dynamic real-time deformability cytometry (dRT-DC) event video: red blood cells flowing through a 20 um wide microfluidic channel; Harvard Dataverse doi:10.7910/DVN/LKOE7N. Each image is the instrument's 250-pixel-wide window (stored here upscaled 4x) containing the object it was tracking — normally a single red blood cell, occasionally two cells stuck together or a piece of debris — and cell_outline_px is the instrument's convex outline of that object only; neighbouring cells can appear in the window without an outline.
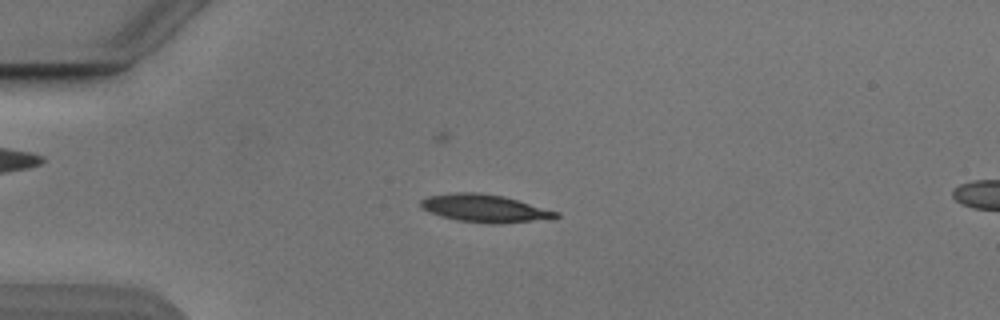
{"species": "Egyptian fruit bat (a non-hibernating species)", "species_latin": "Rousettus aegyptiacus", "temperature_condition": "cold", "stored_images_in_passage": 53, "camera_frame_rate_fps": 3000, "um_per_image_px": 0.085, "animal": {"sex": "male"}, "frame": {"image": 1, "passage_image": 13, "time_ms": 4.0, "image_size_px": [1000, 320], "cell_outline_px": [[560, 216], [556, 220], [500, 224], [484, 224], [456, 220], [440, 216], [428, 212], [420, 208], [420, 200], [428, 196], [456, 192], [476, 192], [504, 196], [560, 212]], "centroid_in_image_um": [41.28, 17.74], "position_along_channel_um": 43.7, "area_um2": 22.6}}
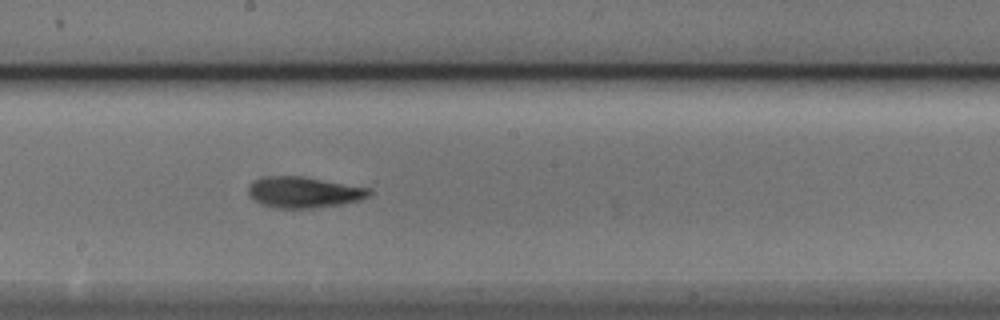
{"frame": {"image": 2, "passage_image": 29, "time_ms": 9.333, "image_size_px": [1000, 320], "cell_outline_px": [[372, 192], [368, 196], [360, 200], [340, 204], [312, 208], [276, 208], [260, 204], [252, 200], [248, 196], [248, 184], [260, 176], [304, 176], [372, 188]], "centroid_in_image_um": [25.78, 16.33], "position_along_channel_um": 222.4, "area_um2": 22.25}}
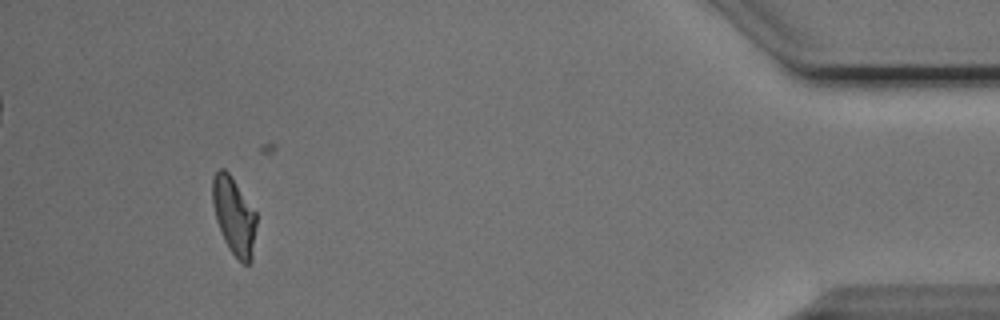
{"frame": {"image": 3, "passage_image": 49, "time_ms": 16.0, "image_size_px": [1000, 320], "cell_outline_px": [[256, 224], [252, 260], [248, 264], [244, 264], [228, 248], [224, 240], [216, 220], [212, 204], [212, 176], [220, 168], [224, 168], [228, 172], [256, 212]], "centroid_in_image_um": [19.88, 18.34], "position_along_channel_um": 415.3, "area_um2": 19.71}, "authors_computed_cell_mechanics": {"area_um2": 20.9814, "velocity_mm_per_s": 3.8564, "shape_relaxation_time_tau1_ms": 4.1156, "shape_relaxation_time_tau2_ms": 3.3752, "deformation_change_tau1": 0.148, "deformation_change_tau2": 0.1072}}